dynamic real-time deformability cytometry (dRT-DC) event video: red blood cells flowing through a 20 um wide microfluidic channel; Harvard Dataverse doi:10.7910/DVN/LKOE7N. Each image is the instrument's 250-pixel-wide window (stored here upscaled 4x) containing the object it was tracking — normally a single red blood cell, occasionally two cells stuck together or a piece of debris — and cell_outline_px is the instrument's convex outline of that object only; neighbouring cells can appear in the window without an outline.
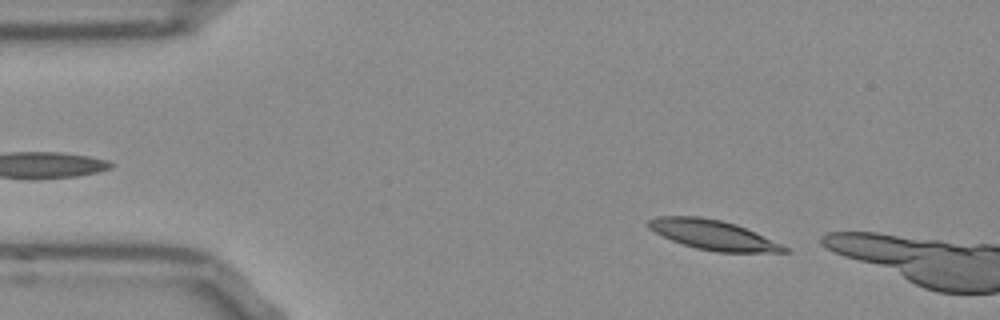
{"species": "Egyptian fruit bat (a non-hibernating species)", "species_latin": "Rousettus aegyptiacus", "temperature_condition": "room temperature", "stored_images_in_passage": 50, "camera_frame_rate_fps": 3000, "um_per_image_px": 0.085, "frame": {"image": 1, "passage_image": 4, "time_ms": 1.0, "image_size_px": [1000, 320], "cell_outline_px": [[792, 252], [716, 252], [696, 248], [672, 240], [648, 228], [648, 220], [656, 216], [700, 216], [720, 220], [736, 224], [780, 244], [788, 248]], "centroid_in_image_um": [60.58, 19.96], "position_along_channel_um": 24.4, "area_um2": 23.12}}
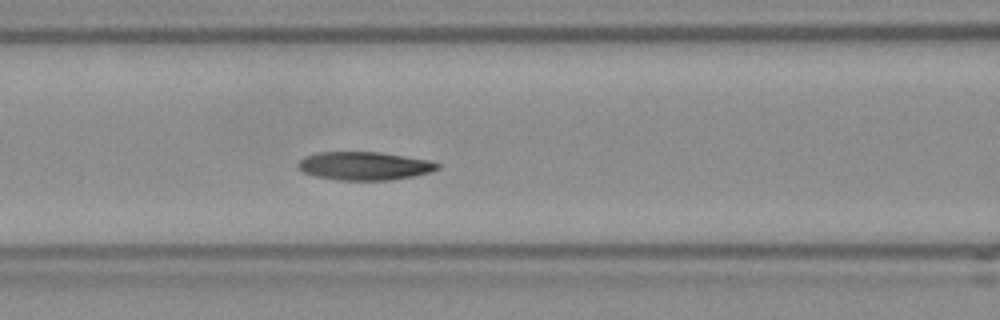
{"frame": {"image": 2, "passage_image": 18, "time_ms": 5.667, "image_size_px": [1000, 320], "cell_outline_px": [[440, 168], [428, 172], [412, 176], [392, 180], [336, 180], [316, 176], [304, 172], [296, 164], [304, 156], [320, 152], [380, 152], [428, 160], [440, 164]], "centroid_in_image_um": [30.96, 14.1], "position_along_channel_um": 135.6, "area_um2": 22.83}}
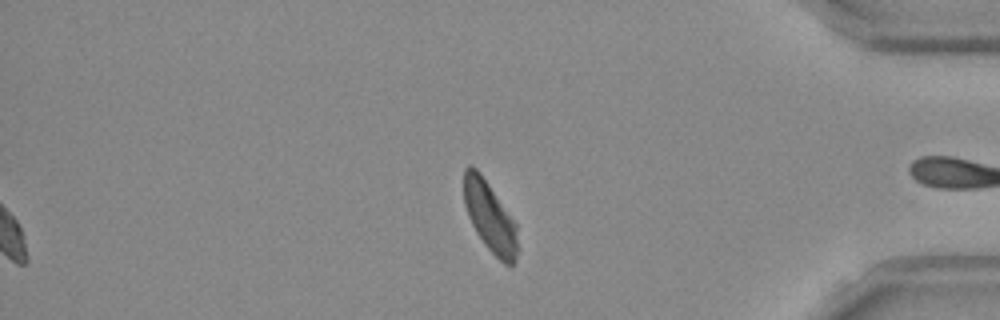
{"frame": {"image": 3, "passage_image": 41, "time_ms": 13.333, "image_size_px": [1000, 320], "cell_outline_px": [[516, 260], [512, 264], [504, 264], [484, 244], [476, 232], [468, 216], [464, 204], [464, 168], [468, 164], [476, 168], [480, 172], [516, 224]], "centroid_in_image_um": [41.6, 18.4], "position_along_channel_um": 393.6, "area_um2": 21.5}, "authors_computed_cell_mechanics": {"area_um2": 23.2067, "velocity_mm_per_s": 3.7742, "shape_relaxation_time_tau1_ms": 2.7934, "shape_relaxation_time_tau2_ms": 2.862, "deformation_change_tau1": 0.1462, "deformation_change_tau2": 0.0829}}